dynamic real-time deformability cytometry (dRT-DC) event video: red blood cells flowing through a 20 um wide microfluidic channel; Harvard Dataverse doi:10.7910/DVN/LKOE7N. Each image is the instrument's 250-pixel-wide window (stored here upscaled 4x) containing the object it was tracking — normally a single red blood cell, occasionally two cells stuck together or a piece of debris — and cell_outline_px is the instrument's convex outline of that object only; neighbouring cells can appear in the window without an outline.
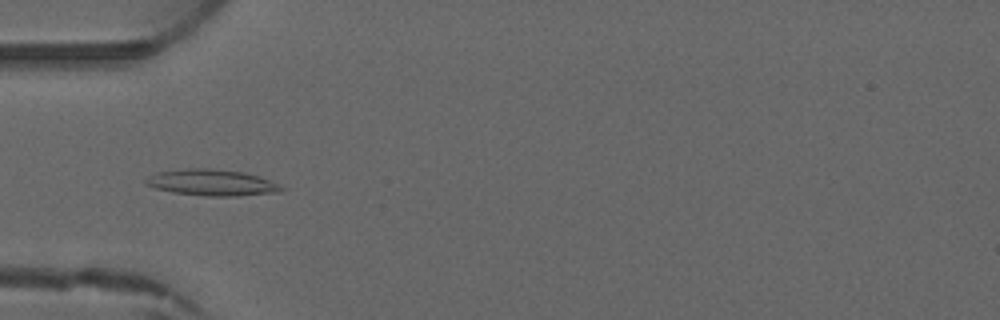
{"species": "common noctule bat (a hibernating species)", "species_latin": "Nyctalus noctula", "temperature_condition": "warm", "stored_images_in_passage": 2, "camera_frame_rate_fps": 3000, "um_per_image_px": 0.085, "animal": {"sex": "male", "forearm_length_mm": 52.5}, "frame": {"image": 1, "passage_image": 2, "time_ms": 1.333, "image_size_px": [1000, 320], "cell_outline_px": [[288, 188], [280, 192], [236, 196], [204, 196], [172, 192], [156, 188], [144, 184], [144, 180], [160, 172], [184, 168], [212, 168], [244, 172], [268, 180]], "centroid_in_image_um": [18.03, 15.52], "position_along_channel_um": 67.0, "area_um2": 20.69}}